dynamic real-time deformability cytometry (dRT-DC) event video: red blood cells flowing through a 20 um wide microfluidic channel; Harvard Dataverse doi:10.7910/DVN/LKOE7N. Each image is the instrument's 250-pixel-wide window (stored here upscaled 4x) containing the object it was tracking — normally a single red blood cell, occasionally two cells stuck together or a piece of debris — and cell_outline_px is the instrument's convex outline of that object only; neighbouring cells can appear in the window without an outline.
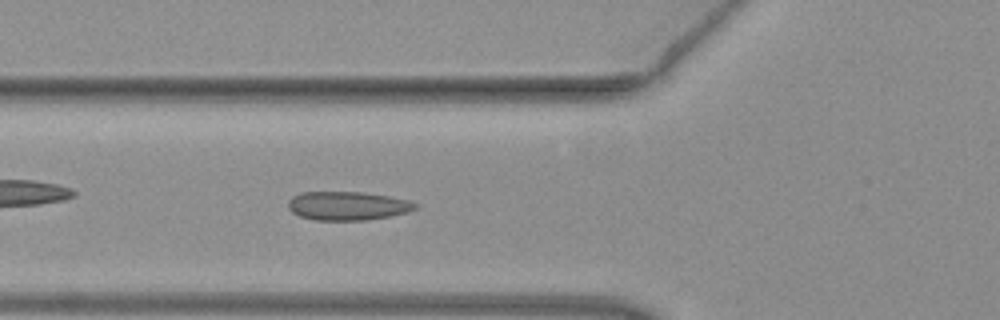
{"species": "common noctule bat (a hibernating species)", "species_latin": "Nyctalus noctula", "temperature_condition": "warm", "stored_images_in_passage": 50, "camera_frame_rate_fps": 3000, "um_per_image_px": 0.085, "animal": {"sex": "female", "body_mass_g": 19.3, "forearm_length_mm": 54.1}, "frame": {"image": 1, "passage_image": 18, "time_ms": 5.667, "image_size_px": [1000, 320], "cell_outline_px": [[416, 208], [408, 212], [368, 220], [312, 220], [300, 216], [292, 212], [288, 208], [288, 200], [292, 196], [300, 192], [360, 192], [388, 196], [408, 200], [416, 204]], "centroid_in_image_um": [29.49, 17.5], "position_along_channel_um": 96.3, "area_um2": 21.21}}
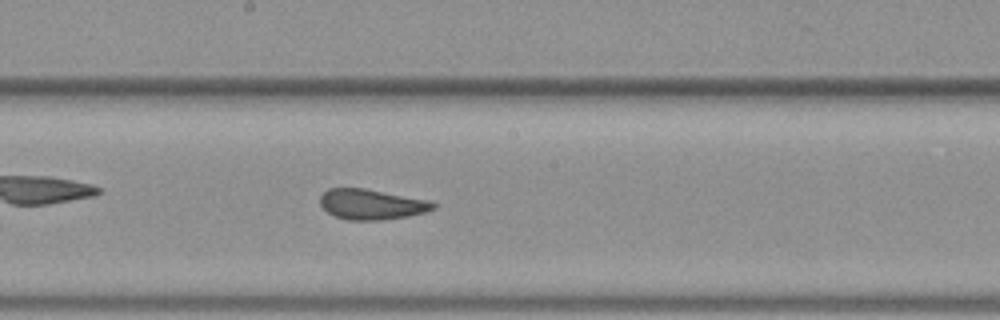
{"frame": {"image": 2, "passage_image": 27, "time_ms": 8.667, "image_size_px": [1000, 320], "cell_outline_px": [[436, 208], [424, 212], [408, 216], [380, 220], [348, 220], [332, 216], [320, 204], [320, 196], [328, 188], [364, 188], [428, 200], [436, 204]], "centroid_in_image_um": [31.55, 17.37], "position_along_channel_um": 216.6, "area_um2": 19.94}}
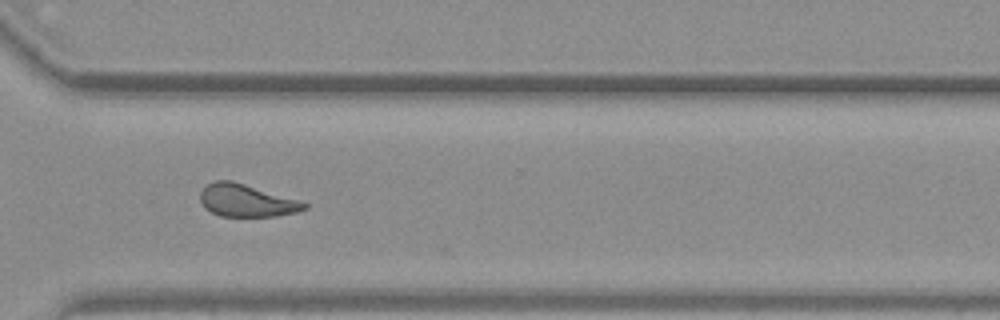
{"frame": {"image": 3, "passage_image": 37, "time_ms": 12.0, "image_size_px": [1000, 320], "cell_outline_px": [[308, 208], [296, 212], [276, 216], [220, 216], [204, 208], [200, 200], [200, 192], [208, 184], [216, 180], [232, 180], [296, 200], [308, 204]], "centroid_in_image_um": [20.91, 17.05], "position_along_channel_um": 349.7, "area_um2": 19.36}, "authors_computed_cell_mechanics": {"area_um2": 20.6346, "velocity_mm_per_s": 3.9896, "shape_relaxation_time_tau1_ms": 6.2151, "shape_relaxation_time_tau2_ms": 1.6171, "deformation_change_tau1": 0.1364, "deformation_change_tau2": 0.0638}}